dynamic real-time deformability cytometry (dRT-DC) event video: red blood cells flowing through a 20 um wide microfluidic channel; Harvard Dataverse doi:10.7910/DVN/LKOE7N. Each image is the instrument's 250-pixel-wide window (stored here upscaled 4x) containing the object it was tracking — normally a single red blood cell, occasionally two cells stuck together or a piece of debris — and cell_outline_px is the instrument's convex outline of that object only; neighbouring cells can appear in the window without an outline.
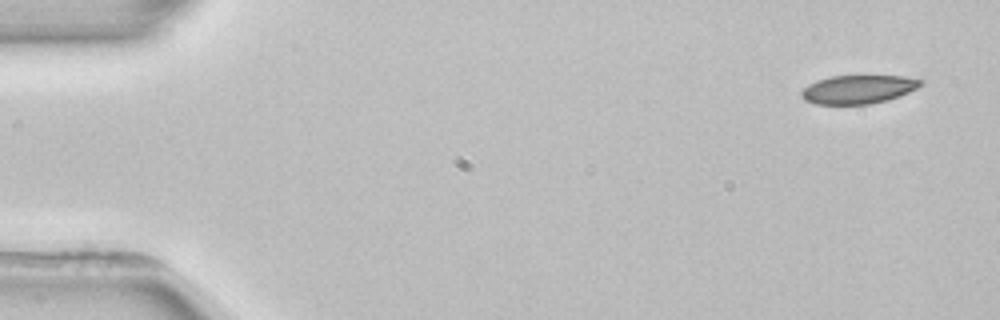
{"species": "common noctule bat (a hibernating species)", "species_latin": "Nyctalus noctula", "temperature_condition": "room temperature", "stored_images_in_passage": 3, "camera_frame_rate_fps": 3000, "um_per_image_px": 0.085, "animal": {"sex": "female", "body_mass_g": 22.7, "forearm_length_mm": 54.2}, "frame": {"image": 1, "passage_image": 1, "time_ms": 0.0, "image_size_px": [1000, 320], "cell_outline_px": [[924, 80], [916, 88], [908, 92], [888, 100], [872, 104], [816, 104], [804, 100], [800, 96], [800, 92], [808, 84], [816, 80], [832, 76], [904, 76]], "centroid_in_image_um": [72.91, 7.6], "position_along_channel_um": 12.1, "area_um2": 19.83}}